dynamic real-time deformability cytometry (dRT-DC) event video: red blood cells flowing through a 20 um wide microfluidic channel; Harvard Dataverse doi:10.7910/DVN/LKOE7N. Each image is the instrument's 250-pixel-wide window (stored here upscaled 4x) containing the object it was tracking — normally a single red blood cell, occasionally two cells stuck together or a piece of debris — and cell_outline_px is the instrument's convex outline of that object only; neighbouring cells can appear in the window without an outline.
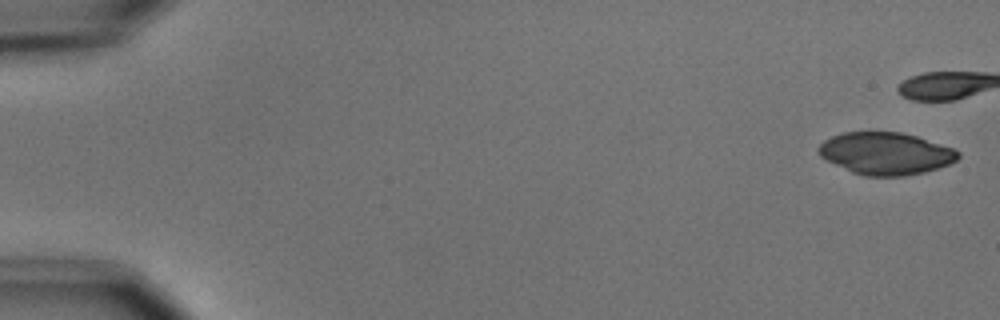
{"species": "common noctule bat (a hibernating species)", "species_latin": "Nyctalus noctula", "temperature_condition": "cold", "stored_images_in_passage": 4, "camera_frame_rate_fps": 3000, "um_per_image_px": 0.085, "animal": {"sex": "male", "body_mass_g": 15.6}, "frame": {"image": 1, "passage_image": 1, "time_ms": 0.0, "image_size_px": [1000, 320], "cell_outline_px": [[960, 156], [956, 160], [948, 164], [924, 172], [904, 176], [864, 176], [852, 172], [820, 156], [816, 148], [824, 140], [832, 136], [844, 132], [900, 132], [916, 136], [952, 148], [960, 152]], "centroid_in_image_um": [75.27, 13.04], "position_along_channel_um": 9.7, "area_um2": 34.04}}